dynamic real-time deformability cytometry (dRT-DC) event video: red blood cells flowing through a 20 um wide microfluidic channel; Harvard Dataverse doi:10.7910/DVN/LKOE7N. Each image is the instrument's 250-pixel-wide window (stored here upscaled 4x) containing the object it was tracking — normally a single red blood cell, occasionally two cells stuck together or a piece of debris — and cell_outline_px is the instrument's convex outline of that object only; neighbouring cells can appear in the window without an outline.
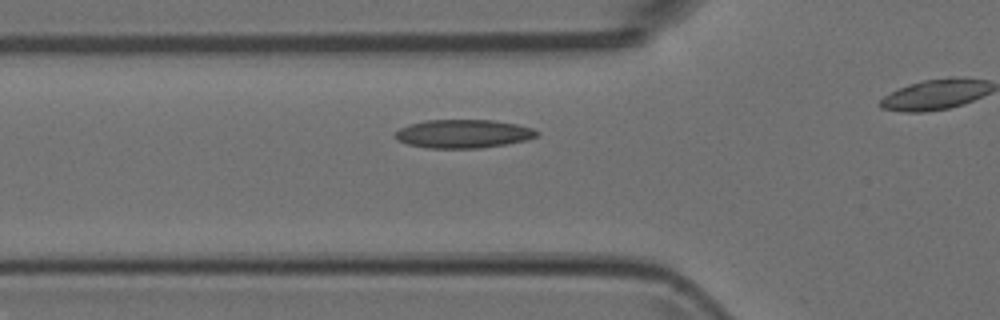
{"species": "Egyptian fruit bat (a non-hibernating species)", "species_latin": "Rousettus aegyptiacus", "temperature_condition": "room temperature", "stored_images_in_passage": 7, "camera_frame_rate_fps": 3000, "um_per_image_px": 0.085, "animal": {"sex": "female"}, "frame": {"image": 1, "passage_image": 2, "time_ms": 0.333, "image_size_px": [1000, 320], "cell_outline_px": [[540, 132], [536, 136], [524, 140], [504, 144], [480, 148], [428, 148], [408, 144], [396, 140], [396, 132], [400, 128], [408, 124], [428, 120], [496, 120], [516, 124], [532, 128]], "centroid_in_image_um": [39.36, 11.36], "position_along_channel_um": 86.4, "area_um2": 23.35}}
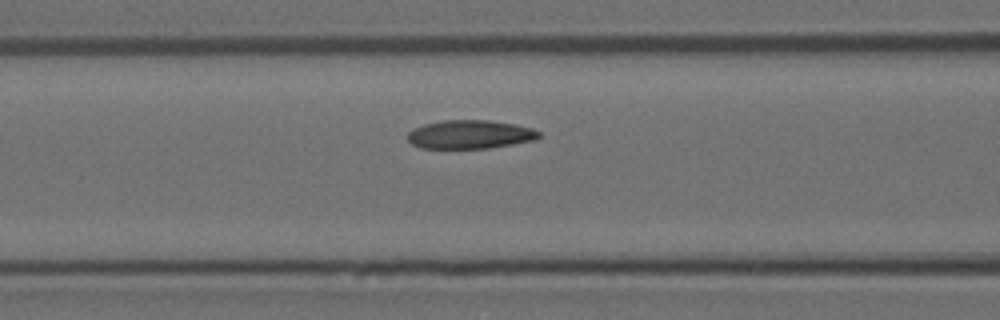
{"frame": {"image": 2, "passage_image": 5, "time_ms": 1.333, "image_size_px": [1000, 320], "cell_outline_px": [[540, 136], [536, 140], [488, 148], [420, 148], [412, 144], [408, 140], [408, 132], [412, 128], [424, 124], [444, 120], [488, 120], [512, 124], [532, 128], [540, 132]], "centroid_in_image_um": [39.93, 11.43], "position_along_channel_um": 126.7, "area_um2": 21.85}}